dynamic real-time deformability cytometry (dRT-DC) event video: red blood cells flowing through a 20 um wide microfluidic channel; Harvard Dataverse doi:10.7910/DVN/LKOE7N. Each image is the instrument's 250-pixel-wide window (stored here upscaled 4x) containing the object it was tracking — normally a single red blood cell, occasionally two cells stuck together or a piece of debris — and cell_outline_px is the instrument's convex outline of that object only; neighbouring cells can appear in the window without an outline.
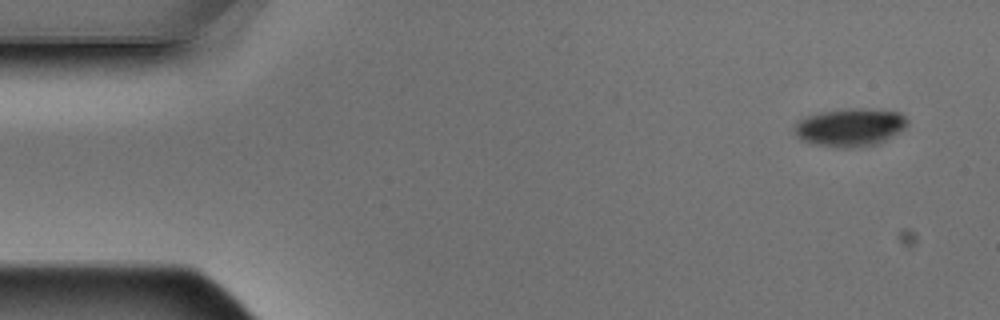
{"species": "Egyptian fruit bat (a non-hibernating species)", "species_latin": "Rousettus aegyptiacus", "temperature_condition": "warm", "stored_images_in_passage": 5, "camera_frame_rate_fps": 3000, "um_per_image_px": 0.085, "animal": {"sex": "male"}, "frame": {"image": 1, "passage_image": 1, "time_ms": 0.0, "image_size_px": [1000, 320], "cell_outline_px": [[908, 124], [900, 132], [876, 144], [848, 148], [840, 148], [816, 144], [800, 140], [796, 136], [796, 124], [804, 116], [820, 112], [844, 108], [872, 108], [900, 112], [908, 120]], "centroid_in_image_um": [72.27, 10.8], "position_along_channel_um": 12.7, "area_um2": 25.14}}
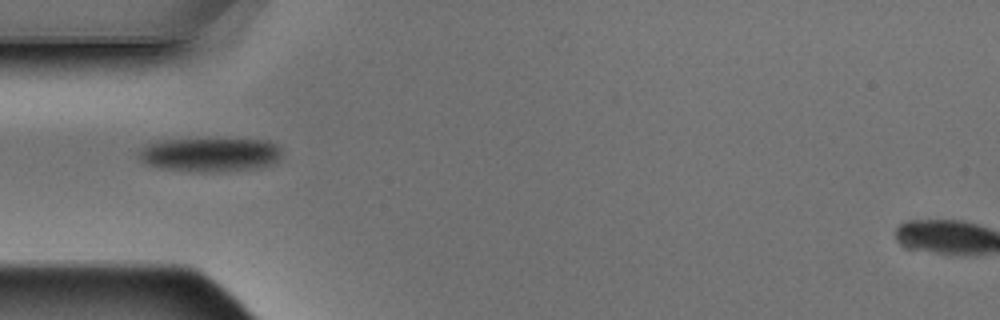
{"frame": {"image": 2, "passage_image": 5, "time_ms": 1.333, "image_size_px": [1000, 320], "cell_outline_px": [[280, 156], [272, 164], [252, 168], [216, 172], [164, 168], [148, 164], [140, 160], [140, 152], [148, 144], [160, 140], [268, 140], [276, 144], [280, 148]], "centroid_in_image_um": [17.89, 13.14], "position_along_channel_um": 67.1, "area_um2": 27.34}}